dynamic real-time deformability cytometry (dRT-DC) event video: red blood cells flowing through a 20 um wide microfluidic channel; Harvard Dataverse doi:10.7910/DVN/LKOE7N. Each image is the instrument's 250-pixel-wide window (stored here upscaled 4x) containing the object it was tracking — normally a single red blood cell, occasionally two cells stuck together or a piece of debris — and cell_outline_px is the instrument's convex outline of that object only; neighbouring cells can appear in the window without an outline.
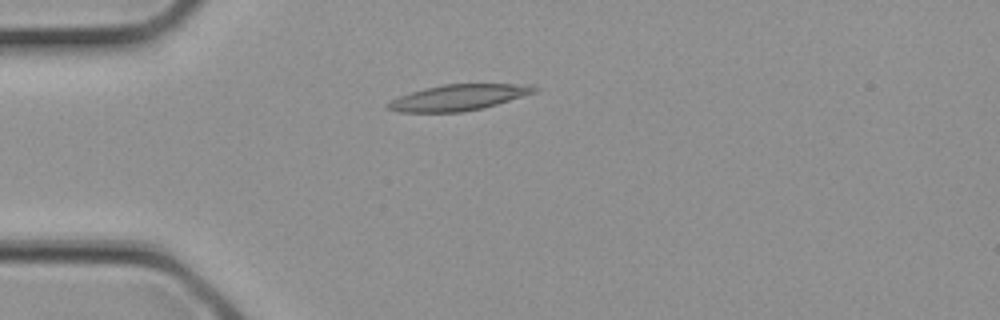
{"species": "common noctule bat (a hibernating species)", "species_latin": "Nyctalus noctula", "temperature_condition": "cold", "stored_images_in_passage": 3, "camera_frame_rate_fps": 3000, "um_per_image_px": 0.085, "animal": {"sex": "female", "body_mass_g": 21.9}, "frame": {"image": 1, "passage_image": 3, "time_ms": 0.667, "image_size_px": [1000, 320], "cell_outline_px": [[540, 88], [536, 92], [496, 104], [480, 108], [460, 112], [400, 112], [384, 108], [384, 104], [400, 96], [424, 88], [444, 84], [528, 84]], "centroid_in_image_um": [38.94, 8.28], "position_along_channel_um": 46.1, "area_um2": 21.96}}